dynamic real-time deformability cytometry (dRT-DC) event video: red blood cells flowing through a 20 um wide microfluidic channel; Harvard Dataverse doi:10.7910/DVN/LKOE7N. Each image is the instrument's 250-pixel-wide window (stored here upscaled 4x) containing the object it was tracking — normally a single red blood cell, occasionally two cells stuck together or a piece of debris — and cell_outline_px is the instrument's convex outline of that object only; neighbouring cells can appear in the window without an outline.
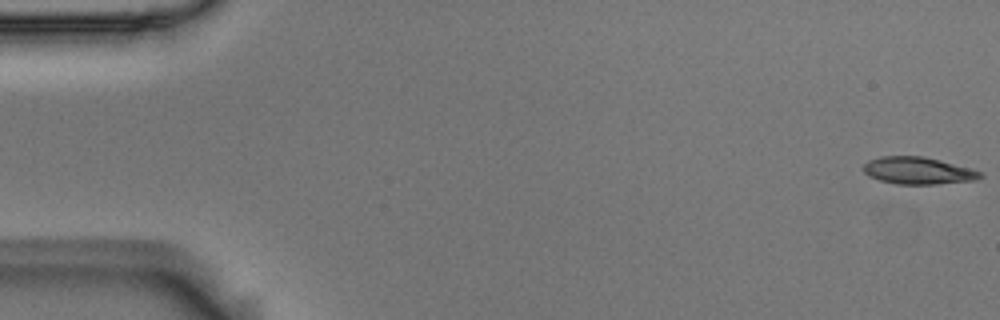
{"species": "Egyptian fruit bat (a non-hibernating species)", "species_latin": "Rousettus aegyptiacus", "temperature_condition": "room temperature", "stored_images_in_passage": 5, "camera_frame_rate_fps": 3000, "um_per_image_px": 0.085, "animal": {"sex": "male"}, "frame": {"image": 1, "passage_image": 1, "time_ms": 0.0, "image_size_px": [1000, 320], "cell_outline_px": [[984, 176], [976, 180], [936, 184], [896, 184], [880, 180], [868, 176], [864, 172], [864, 164], [868, 160], [880, 156], [924, 156], [972, 168], [984, 172]], "centroid_in_image_um": [78.07, 14.5], "position_along_channel_um": 6.9, "area_um2": 18.67}}